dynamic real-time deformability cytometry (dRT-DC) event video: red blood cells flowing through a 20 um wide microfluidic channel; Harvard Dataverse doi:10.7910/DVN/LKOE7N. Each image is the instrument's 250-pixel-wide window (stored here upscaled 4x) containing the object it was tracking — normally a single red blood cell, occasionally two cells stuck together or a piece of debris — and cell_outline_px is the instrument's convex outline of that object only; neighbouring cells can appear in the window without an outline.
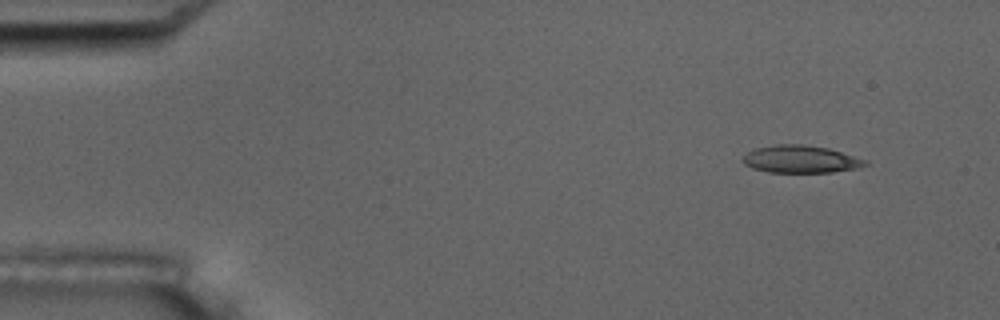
{"species": "common noctule bat (a hibernating species)", "species_latin": "Nyctalus noctula", "temperature_condition": "room temperature", "stored_images_in_passage": 4, "camera_frame_rate_fps": 3000, "um_per_image_px": 0.085, "animal": {"sex": "male", "body_mass_g": 17.5, "forearm_length_mm": 52.3}, "frame": {"image": 1, "passage_image": 1, "time_ms": 0.0, "image_size_px": [1000, 320], "cell_outline_px": [[868, 164], [860, 168], [832, 172], [768, 172], [752, 168], [744, 164], [740, 160], [748, 152], [756, 148], [776, 144], [804, 144], [828, 148], [868, 160]], "centroid_in_image_um": [68.07, 13.53], "position_along_channel_um": 16.9, "area_um2": 19.71}}
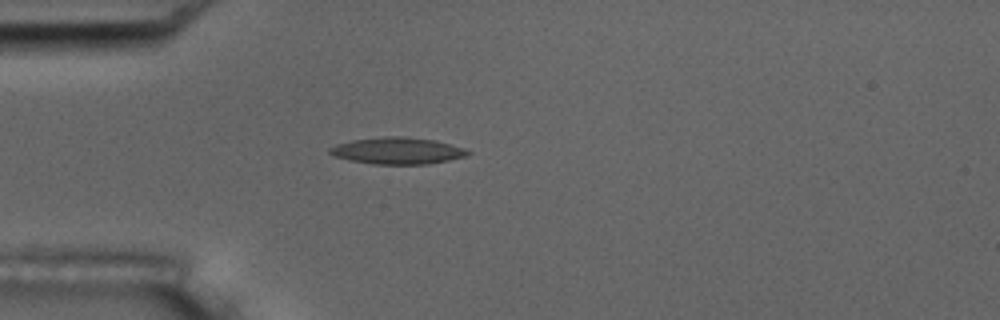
{"frame": {"image": 2, "passage_image": 4, "time_ms": 3.333, "image_size_px": [1000, 320], "cell_outline_px": [[472, 152], [464, 156], [448, 160], [428, 164], [372, 164], [332, 156], [328, 152], [328, 148], [336, 144], [352, 140], [384, 136], [404, 136], [436, 140], [464, 148]], "centroid_in_image_um": [33.75, 12.8], "position_along_channel_um": 51.2, "area_um2": 21.5}}